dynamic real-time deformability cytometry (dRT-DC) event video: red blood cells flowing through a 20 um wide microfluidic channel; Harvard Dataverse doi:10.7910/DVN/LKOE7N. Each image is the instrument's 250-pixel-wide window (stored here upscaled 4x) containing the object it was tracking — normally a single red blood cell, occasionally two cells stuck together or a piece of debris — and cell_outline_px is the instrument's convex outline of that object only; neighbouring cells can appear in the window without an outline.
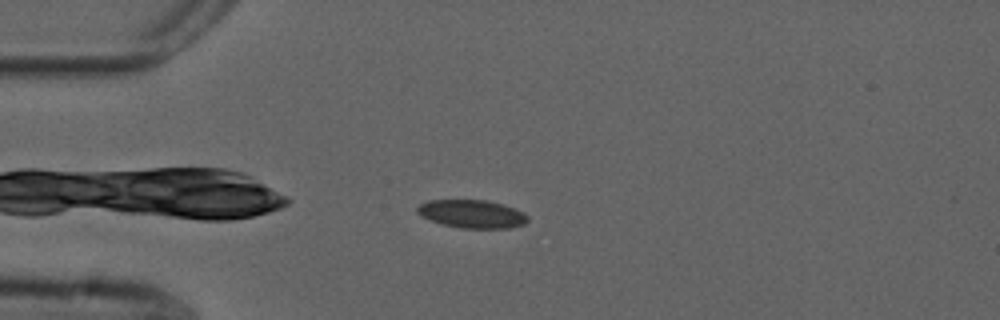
{"species": "common noctule bat (a hibernating species)", "species_latin": "Nyctalus noctula", "temperature_condition": "cold", "stored_images_in_passage": 45, "camera_frame_rate_fps": 3000, "um_per_image_px": 0.085, "animal": {"sex": "male", "forearm_length_mm": 52.5}, "frame": {"image": 1, "passage_image": 3, "time_ms": 0.667, "image_size_px": [1000, 320], "cell_outline_px": [[528, 220], [524, 224], [508, 228], [460, 228], [444, 224], [432, 220], [416, 212], [416, 208], [420, 204], [428, 200], [488, 200], [504, 204], [524, 212], [528, 216]], "centroid_in_image_um": [40.16, 18.17], "position_along_channel_um": 44.8, "area_um2": 18.03}}
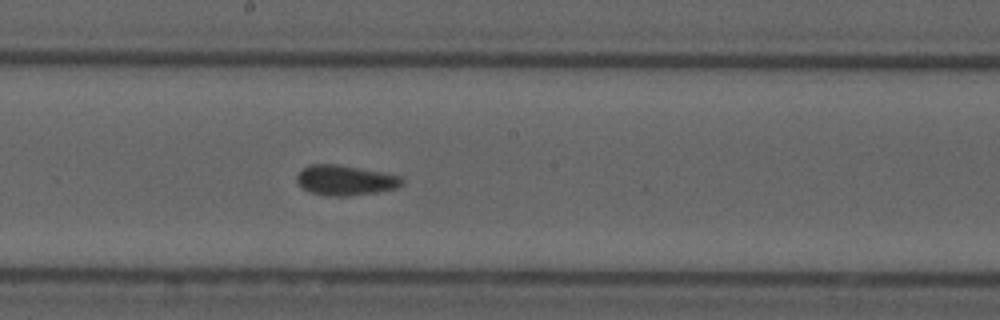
{"frame": {"image": 2, "passage_image": 19, "time_ms": 6.0, "image_size_px": [1000, 320], "cell_outline_px": [[404, 184], [396, 188], [380, 192], [348, 196], [328, 196], [308, 192], [296, 180], [296, 176], [308, 164], [340, 164], [384, 172], [400, 176], [404, 180]], "centroid_in_image_um": [29.38, 15.32], "position_along_channel_um": 218.8, "area_um2": 18.73}}
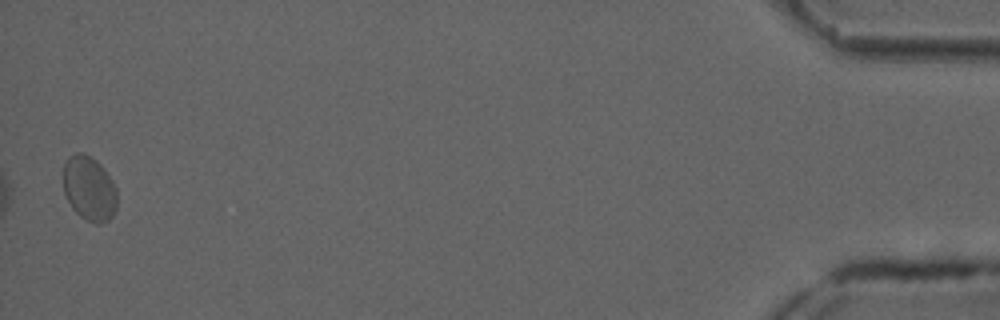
{"frame": {"image": 3, "passage_image": 44, "time_ms": 14.333, "image_size_px": [1000, 320], "cell_outline_px": [[116, 208], [112, 216], [108, 220], [100, 224], [96, 224], [80, 216], [72, 208], [64, 192], [64, 160], [68, 156], [76, 152], [80, 152], [96, 160], [104, 168], [112, 180], [116, 188]], "centroid_in_image_um": [7.58, 16.01], "position_along_channel_um": 427.6, "area_um2": 20.23}, "authors_computed_cell_mechanics": {"area_um2": 18.5538, "velocity_mm_per_s": 3.6388, "shape_relaxation_time_tau1_ms": null, "shape_relaxation_time_tau2_ms": 0.946, "deformation_change_tau1": null, "deformation_change_tau2": 0.0424}}